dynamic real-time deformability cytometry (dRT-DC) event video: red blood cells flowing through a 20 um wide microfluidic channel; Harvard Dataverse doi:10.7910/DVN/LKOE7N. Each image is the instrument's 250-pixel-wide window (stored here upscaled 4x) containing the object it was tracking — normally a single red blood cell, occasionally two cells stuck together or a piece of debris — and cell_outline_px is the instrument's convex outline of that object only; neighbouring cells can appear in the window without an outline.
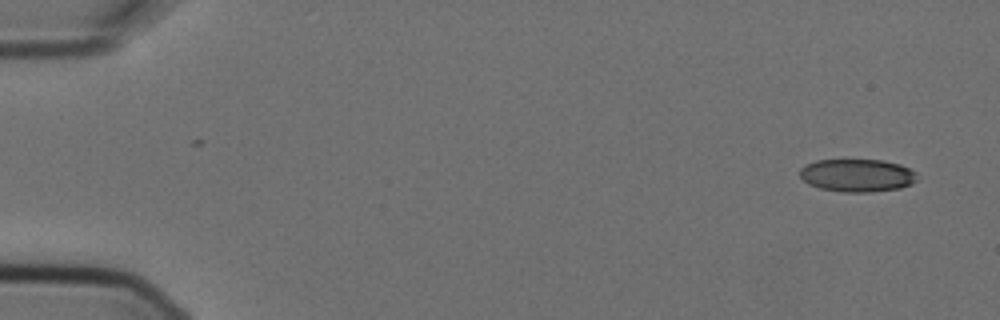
{"species": "Egyptian fruit bat (a non-hibernating species)", "species_latin": "Rousettus aegyptiacus", "temperature_condition": "cold", "stored_images_in_passage": 6, "segment_of_instrument_passage": [1, 2], "camera_frame_rate_fps": 3000, "um_per_image_px": 0.085, "animal": {"sex": "female"}, "frame": {"image": 1, "passage_image": 1, "time_ms": 0.0, "image_size_px": [1000, 320], "cell_outline_px": [[916, 180], [912, 184], [900, 188], [868, 192], [844, 192], [820, 188], [808, 184], [800, 176], [800, 168], [804, 164], [816, 160], [884, 160], [900, 164], [916, 172]], "centroid_in_image_um": [72.85, 14.9], "position_along_channel_um": 12.2, "area_um2": 22.48}}